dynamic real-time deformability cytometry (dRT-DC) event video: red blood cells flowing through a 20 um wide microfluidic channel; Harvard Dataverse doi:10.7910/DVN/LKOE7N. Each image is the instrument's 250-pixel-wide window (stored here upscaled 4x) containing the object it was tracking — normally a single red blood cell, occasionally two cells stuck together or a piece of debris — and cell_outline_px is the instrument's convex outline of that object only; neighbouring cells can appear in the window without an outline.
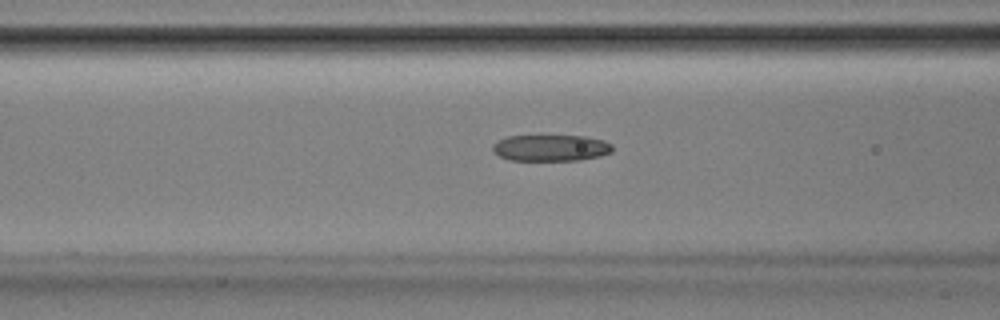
{"species": "Egyptian fruit bat (a non-hibernating species)", "species_latin": "Rousettus aegyptiacus", "temperature_condition": "room temperature", "stored_images_in_passage": 52, "camera_frame_rate_fps": 3000, "um_per_image_px": 0.085, "animal": {"sex": "male"}, "frame": {"image": 1, "passage_image": 21, "time_ms": 6.667, "image_size_px": [1000, 320], "cell_outline_px": [[612, 152], [600, 156], [580, 160], [508, 160], [492, 152], [492, 144], [508, 136], [584, 136], [604, 140], [612, 144]], "centroid_in_image_um": [46.82, 12.57], "position_along_channel_um": 119.8, "area_um2": 18.44}}
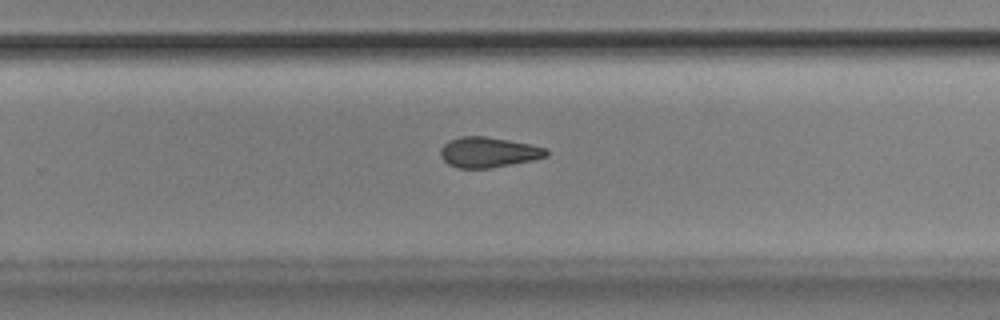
{"frame": {"image": 2, "passage_image": 34, "time_ms": 11.0, "image_size_px": [1000, 320], "cell_outline_px": [[548, 156], [532, 160], [488, 168], [456, 168], [448, 164], [440, 156], [440, 148], [448, 140], [460, 136], [484, 136], [508, 140], [548, 148]], "centroid_in_image_um": [41.48, 12.94], "position_along_channel_um": 288.3, "area_um2": 18.67}}
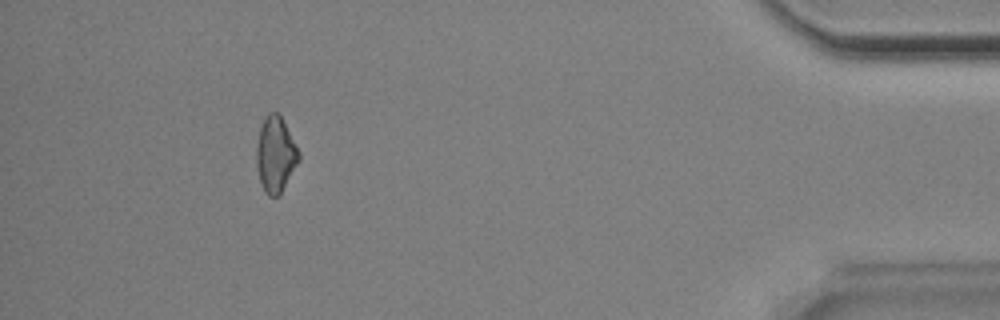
{"frame": {"image": 3, "passage_image": 48, "time_ms": 15.667, "image_size_px": [1000, 320], "cell_outline_px": [[300, 160], [280, 196], [268, 196], [264, 192], [260, 180], [256, 164], [256, 144], [260, 128], [264, 116], [268, 112], [276, 112], [280, 116], [300, 152]], "centroid_in_image_um": [23.41, 13.16], "position_along_channel_um": 411.8, "area_um2": 18.79}}